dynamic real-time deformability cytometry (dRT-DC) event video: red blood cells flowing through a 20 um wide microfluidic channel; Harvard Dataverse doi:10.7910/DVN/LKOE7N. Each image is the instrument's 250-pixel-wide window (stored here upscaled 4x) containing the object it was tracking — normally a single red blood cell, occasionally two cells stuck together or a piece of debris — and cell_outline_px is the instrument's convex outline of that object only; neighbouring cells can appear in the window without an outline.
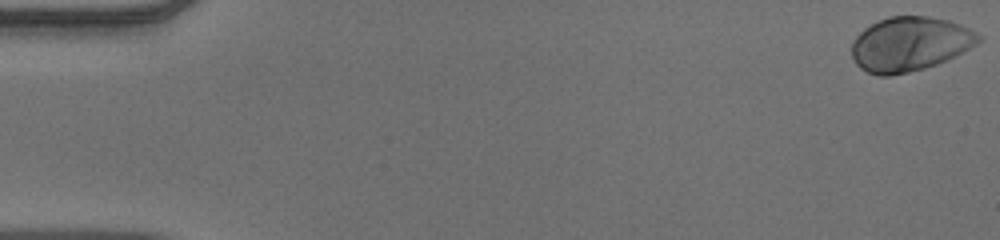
{"species": "human", "species_latin": "Homo sapiens", "temperature_condition": "warm", "stored_images_in_passage": 53, "camera_frame_rate_fps": 3000, "um_per_image_px": 0.085, "donor": {"sex": "male"}, "frame": {"image": 1, "passage_image": 1, "time_ms": 0.0, "image_size_px": [1000, 240], "cell_outline_px": [[984, 40], [936, 64], [924, 68], [908, 72], [888, 76], [880, 76], [868, 72], [860, 68], [856, 64], [852, 56], [852, 40], [864, 28], [888, 16], [928, 16], [948, 20], [960, 24], [984, 36]], "centroid_in_image_um": [77.32, 3.73], "position_along_channel_um": 7.7, "area_um2": 39.94}}
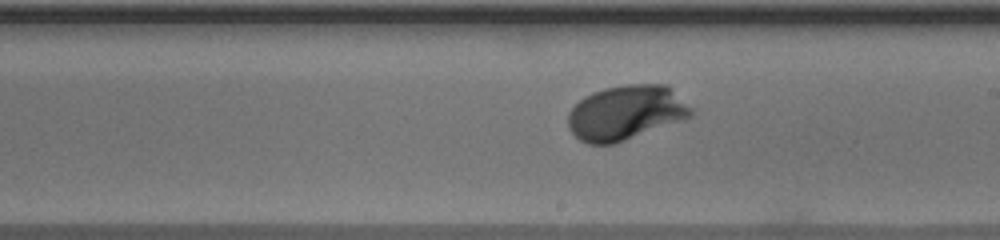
{"frame": {"image": 2, "passage_image": 31, "time_ms": 10.0, "image_size_px": [1000, 240], "cell_outline_px": [[696, 112], [692, 116], [616, 144], [588, 144], [580, 140], [568, 128], [568, 112], [584, 96], [592, 92], [604, 88], [628, 84], [668, 84]], "centroid_in_image_um": [53.21, 9.57], "position_along_channel_um": 235.8, "area_um2": 39.36}}
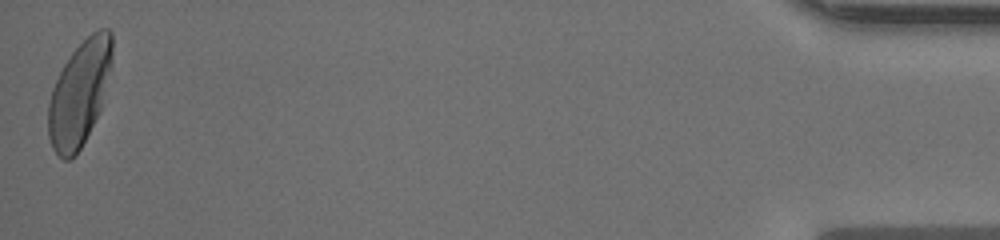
{"frame": {"image": 3, "passage_image": 53, "time_ms": 17.333, "image_size_px": [1000, 240], "cell_outline_px": [[112, 64], [100, 112], [80, 148], [68, 160], [64, 160], [52, 148], [48, 136], [48, 104], [52, 88], [64, 64], [72, 52], [92, 32], [100, 28], [108, 28], [112, 32]], "centroid_in_image_um": [6.76, 7.91], "position_along_channel_um": 428.4, "area_um2": 38.84}, "authors_computed_cell_mechanics": {"area_um2": 38.0324, "velocity_mm_per_s": 3.8791, "shape_relaxation_time_tau1_ms": 1.9237, "shape_relaxation_time_tau2_ms": null, "deformation_change_tau1": 0.1519, "deformation_change_tau2": null}}